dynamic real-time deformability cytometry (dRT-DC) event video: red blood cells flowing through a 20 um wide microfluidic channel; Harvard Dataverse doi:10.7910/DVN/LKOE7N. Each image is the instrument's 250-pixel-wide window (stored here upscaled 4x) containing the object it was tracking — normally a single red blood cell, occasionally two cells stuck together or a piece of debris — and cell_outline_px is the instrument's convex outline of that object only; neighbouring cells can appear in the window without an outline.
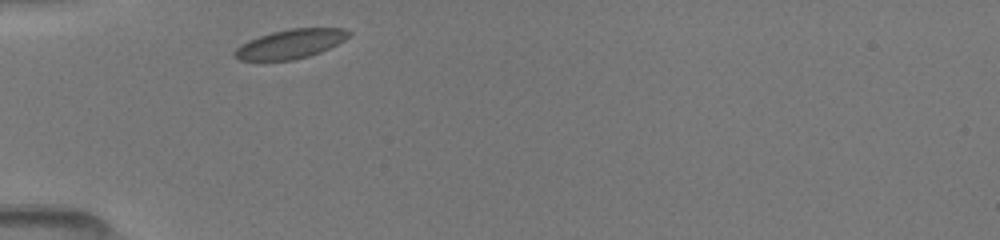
{"species": "common noctule bat (a hibernating species)", "species_latin": "Nyctalus noctula", "temperature_condition": "room temperature", "stored_images_in_passage": 6, "camera_frame_rate_fps": 3000, "um_per_image_px": 0.085, "animal": {"sex": "female", "body_mass_g": 19.5, "forearm_length_mm": 54.1}, "frame": {"image": 1, "passage_image": 1, "time_ms": 0.0, "image_size_px": [1000, 240], "cell_outline_px": [[352, 32], [344, 40], [320, 52], [308, 56], [292, 60], [236, 60], [232, 56], [232, 52], [240, 44], [248, 40], [272, 32], [292, 28], [344, 28]], "centroid_in_image_um": [24.64, 3.74], "position_along_channel_um": 60.4, "area_um2": 19.36}}
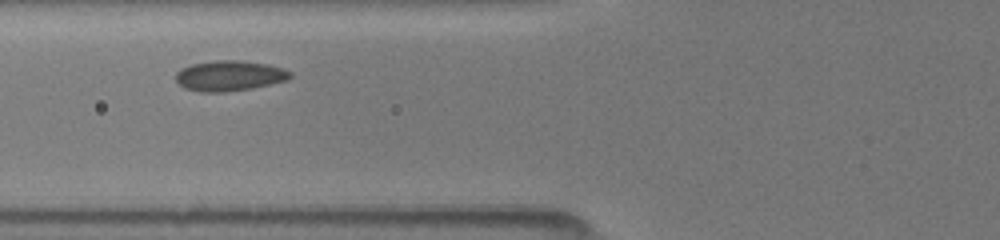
{"frame": {"image": 2, "passage_image": 4, "time_ms": 1.333, "image_size_px": [1000, 240], "cell_outline_px": [[292, 76], [288, 80], [252, 88], [224, 92], [200, 92], [184, 88], [176, 80], [176, 72], [180, 68], [192, 64], [216, 60], [236, 60], [268, 64], [292, 72]], "centroid_in_image_um": [19.49, 6.44], "position_along_channel_um": 106.3, "area_um2": 20.23}}
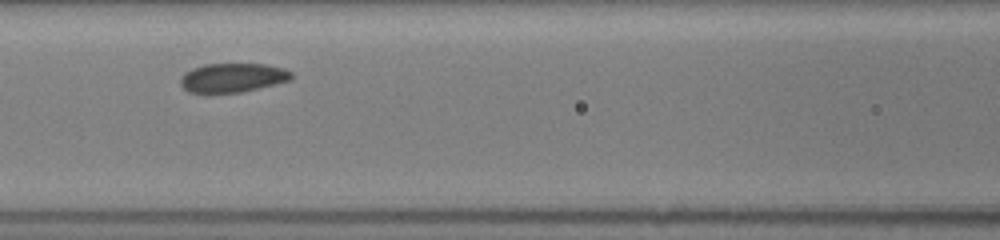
{"frame": {"image": 3, "passage_image": 5, "time_ms": 2.333, "image_size_px": [1000, 240], "cell_outline_px": [[296, 76], [292, 80], [276, 84], [240, 92], [208, 96], [188, 92], [180, 84], [180, 80], [184, 72], [192, 68], [204, 64], [264, 64], [284, 68], [292, 72]], "centroid_in_image_um": [19.75, 6.64], "position_along_channel_um": 146.9, "area_um2": 19.59}}